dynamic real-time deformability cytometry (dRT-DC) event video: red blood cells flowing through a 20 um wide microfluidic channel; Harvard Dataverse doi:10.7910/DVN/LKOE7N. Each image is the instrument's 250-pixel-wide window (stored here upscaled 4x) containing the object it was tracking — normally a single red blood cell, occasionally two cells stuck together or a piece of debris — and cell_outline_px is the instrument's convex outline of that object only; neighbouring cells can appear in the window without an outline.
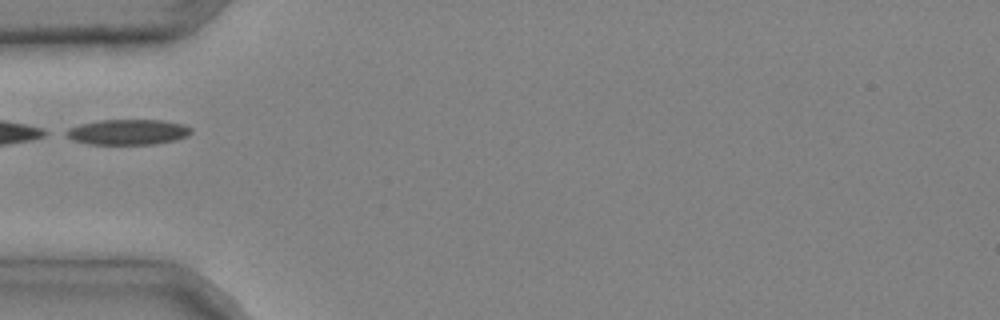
{"species": "common noctule bat (a hibernating species)", "species_latin": "Nyctalus noctula", "temperature_condition": "cold", "stored_images_in_passage": 6, "camera_frame_rate_fps": 3000, "um_per_image_px": 0.085, "animal": {"sex": "male", "body_mass_g": 20.4}, "frame": {"image": 1, "passage_image": 6, "time_ms": 1.667, "image_size_px": [1000, 320], "cell_outline_px": [[192, 132], [188, 136], [176, 140], [156, 144], [88, 144], [72, 140], [64, 136], [60, 132], [68, 128], [80, 124], [100, 120], [160, 120], [184, 124], [192, 128]], "centroid_in_image_um": [10.82, 11.23], "position_along_channel_um": 74.2, "area_um2": 18.84}}